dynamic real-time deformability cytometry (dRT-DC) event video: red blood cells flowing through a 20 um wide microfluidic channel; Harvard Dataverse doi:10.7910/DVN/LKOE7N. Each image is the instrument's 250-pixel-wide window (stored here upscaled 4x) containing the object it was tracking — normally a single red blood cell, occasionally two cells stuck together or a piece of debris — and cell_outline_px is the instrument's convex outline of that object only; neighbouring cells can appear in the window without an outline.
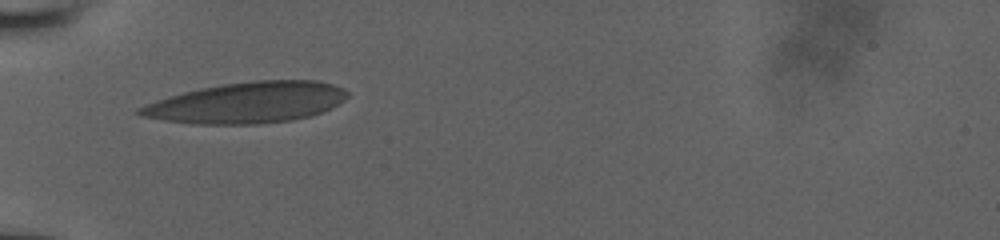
{"species": "human", "species_latin": "Homo sapiens", "temperature_condition": "room temperature", "stored_images_in_passage": 2, "camera_frame_rate_fps": 3000, "um_per_image_px": 0.085, "donor": {"sex": "male"}, "frame": {"image": 1, "passage_image": 1, "time_ms": 0.0, "image_size_px": [1000, 240], "cell_outline_px": [[348, 96], [344, 100], [332, 108], [308, 116], [292, 120], [260, 124], [196, 124], [140, 116], [136, 112], [136, 108], [156, 100], [168, 96], [200, 88], [224, 84], [256, 80], [316, 80], [332, 84], [344, 88], [348, 92]], "centroid_in_image_um": [21.01, 8.72], "position_along_channel_um": 64.0, "area_um2": 49.42}}
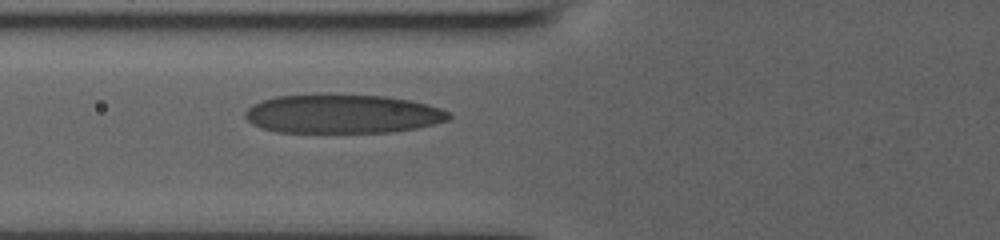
{"frame": {"image": 2, "passage_image": 2, "time_ms": 1.0, "image_size_px": [1000, 240], "cell_outline_px": [[452, 116], [448, 120], [416, 128], [392, 132], [276, 132], [260, 128], [252, 124], [244, 116], [244, 112], [252, 104], [260, 100], [276, 96], [316, 92], [328, 92], [384, 96], [408, 100], [428, 104], [440, 108], [448, 112]], "centroid_in_image_um": [29.04, 9.64], "position_along_channel_um": 96.8, "area_um2": 47.28}}